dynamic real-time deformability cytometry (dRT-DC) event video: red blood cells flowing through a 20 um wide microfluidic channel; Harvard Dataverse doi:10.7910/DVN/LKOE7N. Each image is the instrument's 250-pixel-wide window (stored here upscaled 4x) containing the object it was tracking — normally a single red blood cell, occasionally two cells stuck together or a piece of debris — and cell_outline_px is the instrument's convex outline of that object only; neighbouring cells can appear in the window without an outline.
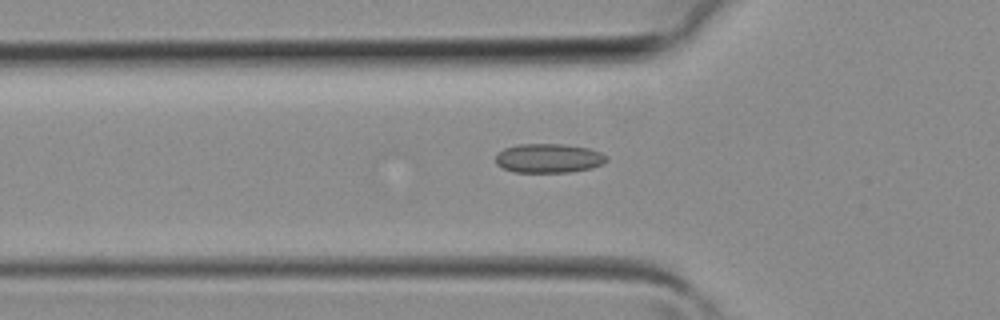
{"species": "common noctule bat (a hibernating species)", "species_latin": "Nyctalus noctula", "temperature_condition": "room temperature", "stored_images_in_passage": 34, "camera_frame_rate_fps": 3000, "um_per_image_px": 0.085, "animal": {"sex": "female", "body_mass_g": 19.3, "forearm_length_mm": 54.1}, "frame": {"image": 1, "passage_image": 12, "time_ms": 3.667, "image_size_px": [1000, 320], "cell_outline_px": [[608, 160], [604, 164], [592, 168], [568, 172], [516, 172], [504, 168], [496, 164], [496, 156], [504, 148], [516, 144], [564, 144], [588, 148], [600, 152], [608, 156]], "centroid_in_image_um": [46.67, 13.44], "position_along_channel_um": 79.1, "area_um2": 18.9}}
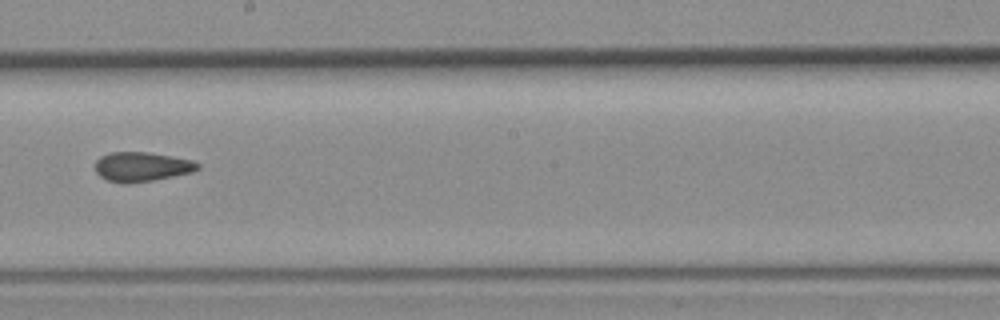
{"frame": {"image": 2, "passage_image": 21, "time_ms": 6.667, "image_size_px": [1000, 320], "cell_outline_px": [[200, 168], [192, 172], [152, 180], [128, 184], [124, 184], [108, 180], [100, 176], [96, 172], [96, 160], [100, 156], [112, 152], [148, 152], [192, 160], [200, 164]], "centroid_in_image_um": [12.04, 14.17], "position_along_channel_um": 236.2, "area_um2": 17.51}}
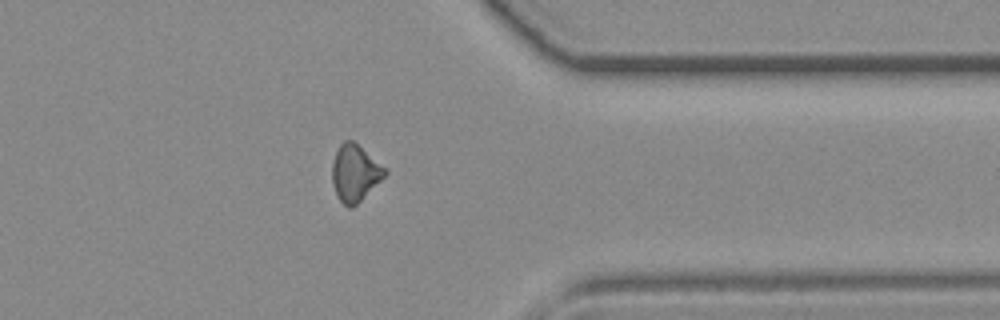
{"frame": {"image": 3, "passage_image": 30, "time_ms": 9.667, "image_size_px": [1000, 320], "cell_outline_px": [[388, 172], [352, 208], [348, 208], [336, 196], [332, 180], [332, 160], [340, 144], [344, 140], [352, 140], [384, 168]], "centroid_in_image_um": [30.11, 14.71], "position_along_channel_um": 381.3, "area_um2": 16.88}}